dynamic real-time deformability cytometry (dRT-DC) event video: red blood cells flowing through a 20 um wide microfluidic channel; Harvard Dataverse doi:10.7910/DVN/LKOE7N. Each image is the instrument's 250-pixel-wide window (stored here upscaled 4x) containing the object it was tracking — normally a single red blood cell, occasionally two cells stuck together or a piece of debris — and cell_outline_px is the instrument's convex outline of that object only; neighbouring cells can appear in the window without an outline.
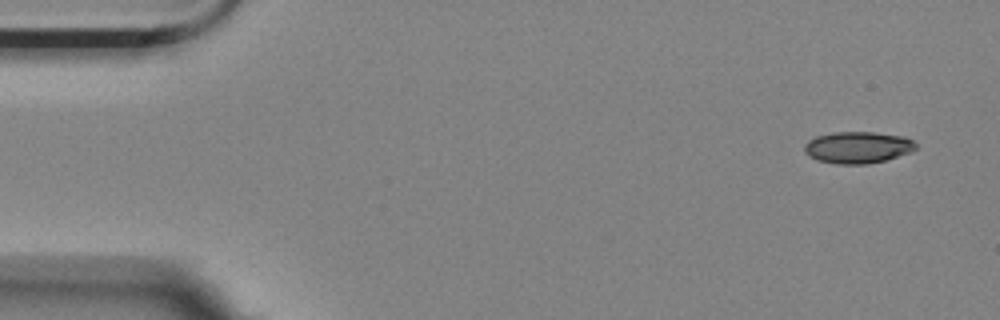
{"species": "Egyptian fruit bat (a non-hibernating species)", "species_latin": "Rousettus aegyptiacus", "temperature_condition": "room temperature", "stored_images_in_passage": 5, "camera_frame_rate_fps": 3000, "um_per_image_px": 0.085, "animal": {"sex": "female"}, "frame": {"image": 1, "passage_image": 1, "time_ms": 0.0, "image_size_px": [1000, 320], "cell_outline_px": [[916, 148], [912, 152], [884, 160], [868, 164], [836, 164], [816, 160], [808, 156], [804, 152], [804, 144], [808, 140], [816, 136], [832, 132], [876, 132], [904, 136], [912, 140], [916, 144]], "centroid_in_image_um": [72.88, 12.53], "position_along_channel_um": 12.1, "area_um2": 20.81}}
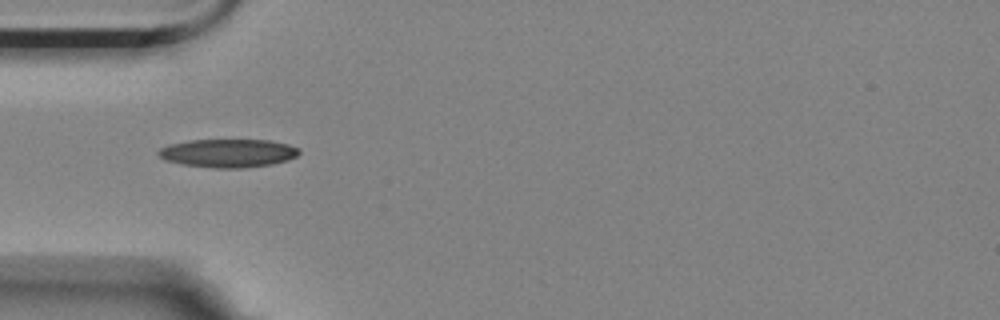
{"frame": {"image": 2, "passage_image": 5, "time_ms": 1.333, "image_size_px": [1000, 320], "cell_outline_px": [[300, 152], [296, 156], [288, 160], [272, 164], [244, 168], [212, 168], [184, 164], [164, 160], [156, 152], [160, 148], [168, 144], [188, 140], [272, 140], [288, 144], [300, 148]], "centroid_in_image_um": [19.39, 13.01], "position_along_channel_um": 65.6, "area_um2": 23.41}}